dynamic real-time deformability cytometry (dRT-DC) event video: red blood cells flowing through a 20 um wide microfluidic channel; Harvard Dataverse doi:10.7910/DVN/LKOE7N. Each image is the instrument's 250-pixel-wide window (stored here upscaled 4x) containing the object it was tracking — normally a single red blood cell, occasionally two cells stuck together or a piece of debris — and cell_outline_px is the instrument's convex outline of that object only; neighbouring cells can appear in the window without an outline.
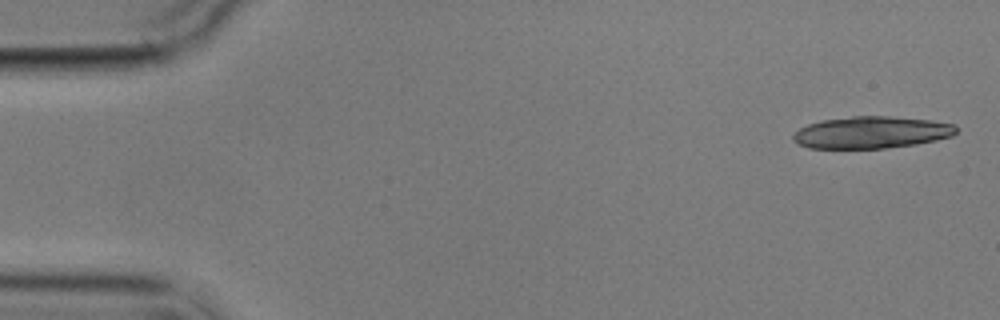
{"species": "common noctule bat (a hibernating species)", "species_latin": "Nyctalus noctula", "temperature_condition": "cold", "stored_images_in_passage": 5, "camera_frame_rate_fps": 3000, "um_per_image_px": 0.085, "animal": {"sex": "male", "body_mass_g": 17.9}, "frame": {"image": 1, "passage_image": 1, "time_ms": 0.0, "image_size_px": [1000, 320], "cell_outline_px": [[956, 132], [952, 136], [936, 140], [916, 144], [884, 148], [808, 148], [796, 144], [792, 140], [792, 136], [800, 128], [808, 124], [820, 120], [852, 116], [888, 116], [932, 120], [956, 124]], "centroid_in_image_um": [74.05, 11.25], "position_along_channel_um": 10.9, "area_um2": 30.52}}